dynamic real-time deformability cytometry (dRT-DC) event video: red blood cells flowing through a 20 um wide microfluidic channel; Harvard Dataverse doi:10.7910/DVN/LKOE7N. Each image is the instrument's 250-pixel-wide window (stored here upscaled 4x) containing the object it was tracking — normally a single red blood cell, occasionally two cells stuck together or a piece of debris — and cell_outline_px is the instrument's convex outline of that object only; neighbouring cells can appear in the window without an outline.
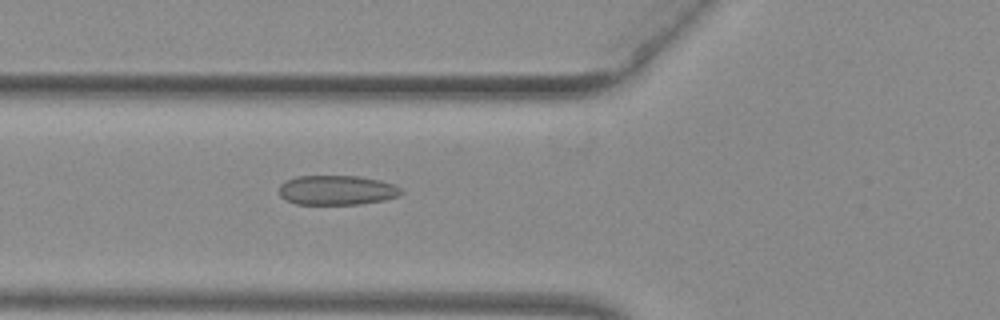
{"species": "common noctule bat (a hibernating species)", "species_latin": "Nyctalus noctula", "temperature_condition": "warm", "stored_images_in_passage": 31, "camera_frame_rate_fps": 3000, "um_per_image_px": 0.085, "animal": {"sex": "female", "body_mass_g": 29.2, "forearm_length_mm": 56.3}, "frame": {"image": 1, "passage_image": 4, "time_ms": 1.0, "image_size_px": [1000, 320], "cell_outline_px": [[404, 192], [400, 196], [384, 200], [360, 204], [296, 204], [284, 200], [280, 196], [280, 184], [296, 176], [360, 176], [380, 180], [392, 184], [400, 188]], "centroid_in_image_um": [28.64, 16.17], "position_along_channel_um": 97.2, "area_um2": 21.15}}
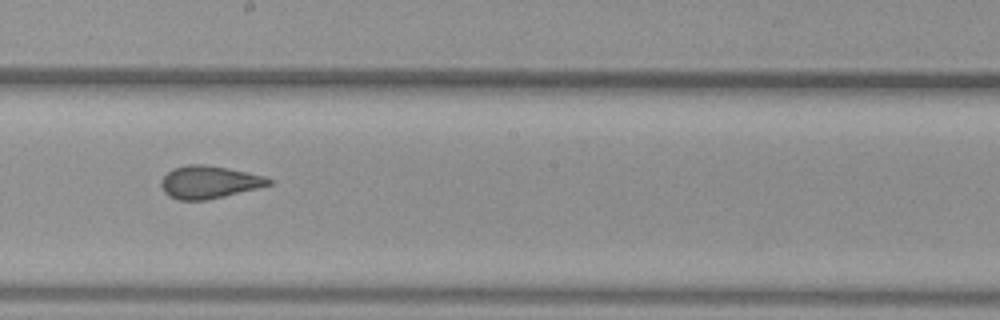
{"frame": {"image": 2, "passage_image": 14, "time_ms": 4.333, "image_size_px": [1000, 320], "cell_outline_px": [[272, 184], [208, 200], [180, 200], [168, 196], [164, 192], [160, 184], [160, 180], [172, 168], [188, 164], [204, 164], [228, 168], [264, 176], [272, 180]], "centroid_in_image_um": [17.73, 15.48], "position_along_channel_um": 230.5, "area_um2": 20.4}}
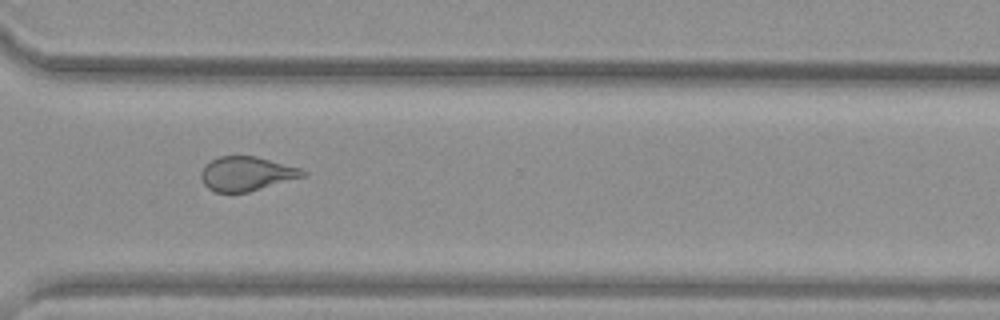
{"frame": {"image": 3, "passage_image": 23, "time_ms": 7.333, "image_size_px": [1000, 320], "cell_outline_px": [[308, 176], [248, 192], [216, 192], [208, 188], [204, 184], [200, 176], [200, 172], [212, 160], [220, 156], [256, 156], [300, 168], [308, 172]], "centroid_in_image_um": [21.01, 14.77], "position_along_channel_um": 349.6, "area_um2": 20.29}, "authors_computed_cell_mechanics": {"area_um2": 20.8658, "velocity_mm_per_s": 3.9881, "shape_relaxation_time_tau1_ms": null, "shape_relaxation_time_tau2_ms": 0.9331, "deformation_change_tau1": null, "deformation_change_tau2": 0.0769}}